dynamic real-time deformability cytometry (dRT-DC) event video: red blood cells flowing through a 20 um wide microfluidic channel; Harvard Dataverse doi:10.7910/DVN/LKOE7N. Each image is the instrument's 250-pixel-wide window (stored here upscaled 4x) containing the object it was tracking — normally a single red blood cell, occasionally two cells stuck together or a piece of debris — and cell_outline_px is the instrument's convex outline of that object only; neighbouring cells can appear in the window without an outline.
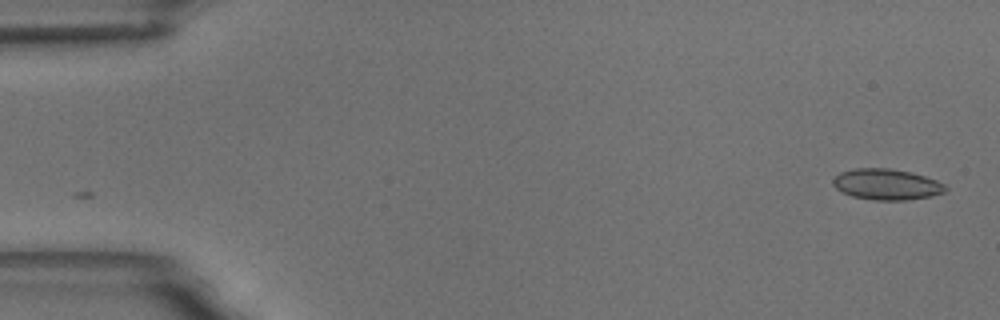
{"species": "common noctule bat (a hibernating species)", "species_latin": "Nyctalus noctula", "temperature_condition": "room temperature", "stored_images_in_passage": 17, "camera_frame_rate_fps": 3000, "um_per_image_px": 0.085, "animal": {"sex": "male", "body_mass_g": 18.8}, "frame": {"image": 1, "passage_image": 1, "time_ms": 0.0, "image_size_px": [1000, 320], "cell_outline_px": [[948, 188], [944, 192], [932, 196], [904, 200], [872, 200], [852, 196], [840, 192], [832, 184], [832, 180], [840, 172], [856, 168], [888, 168], [908, 172], [924, 176], [936, 180], [944, 184]], "centroid_in_image_um": [75.33, 15.68], "position_along_channel_um": 9.7, "area_um2": 20.23}}
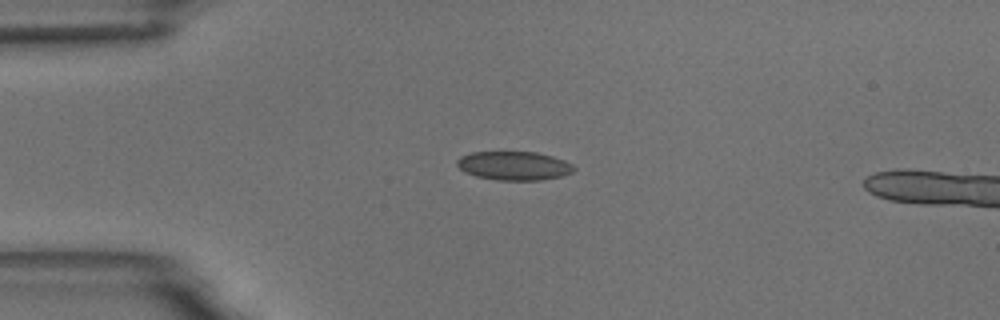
{"frame": {"image": 2, "passage_image": 13, "time_ms": 4.0, "image_size_px": [1000, 320], "cell_outline_px": [[576, 168], [572, 172], [560, 176], [540, 180], [500, 180], [476, 176], [460, 168], [456, 164], [456, 160], [460, 156], [472, 152], [536, 152], [552, 156], [564, 160], [572, 164]], "centroid_in_image_um": [43.7, 14.08], "position_along_channel_um": 41.3, "area_um2": 19.42}}